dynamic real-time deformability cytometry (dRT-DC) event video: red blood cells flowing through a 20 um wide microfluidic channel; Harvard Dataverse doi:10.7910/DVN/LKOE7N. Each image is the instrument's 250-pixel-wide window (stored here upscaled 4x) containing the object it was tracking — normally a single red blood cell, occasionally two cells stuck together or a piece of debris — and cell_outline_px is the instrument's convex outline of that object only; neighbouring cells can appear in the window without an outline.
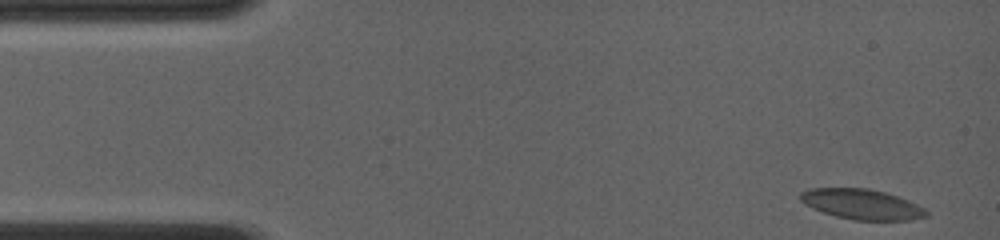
{"species": "common noctule bat (a hibernating species)", "species_latin": "Nyctalus noctula", "temperature_condition": "room temperature", "stored_images_in_passage": 62, "camera_frame_rate_fps": 4000, "um_per_image_px": 0.085, "animal": {"sex": "female", "body_mass_g": 19.0, "forearm_length_mm": 56.7}, "frame": {"image": 1, "passage_image": 1, "time_ms": 0.0, "image_size_px": [1000, 240], "cell_outline_px": [[928, 216], [912, 220], [852, 220], [836, 216], [812, 208], [804, 204], [800, 200], [800, 192], [808, 188], [868, 188], [884, 192], [908, 200], [924, 208], [928, 212]], "centroid_in_image_um": [73.24, 17.36], "position_along_channel_um": 11.8, "area_um2": 22.2}}
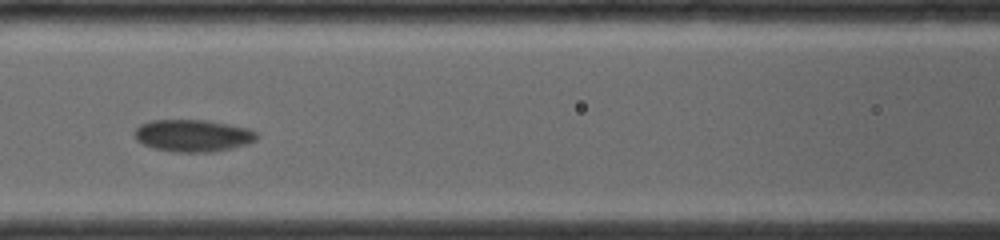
{"frame": {"image": 2, "passage_image": 26, "time_ms": 6.25, "image_size_px": [1000, 240], "cell_outline_px": [[260, 136], [256, 140], [248, 144], [212, 152], [172, 152], [156, 148], [144, 144], [136, 140], [132, 132], [140, 124], [152, 120], [208, 120], [248, 128], [256, 132]], "centroid_in_image_um": [16.4, 11.52], "position_along_channel_um": 150.2, "area_um2": 23.0}}
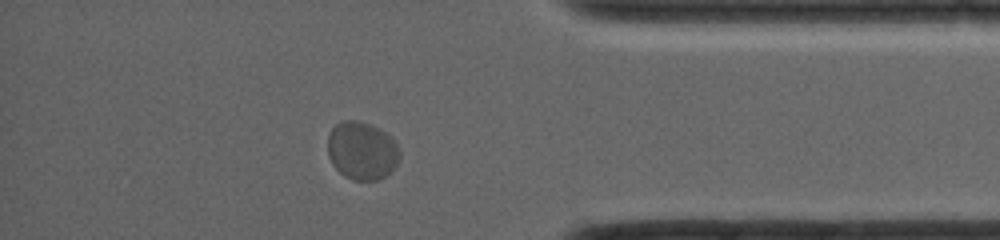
{"frame": {"image": 3, "passage_image": 53, "time_ms": 13.0, "image_size_px": [1000, 240], "cell_outline_px": [[400, 156], [392, 172], [380, 180], [352, 180], [344, 176], [332, 164], [328, 156], [328, 132], [340, 120], [356, 120], [372, 124], [380, 128], [400, 148]], "centroid_in_image_um": [30.75, 12.81], "position_along_channel_um": 404.4, "area_um2": 24.68}, "authors_computed_cell_mechanics": {"area_um2": 23.0044, "velocity_mm_per_s": 3.912, "shape_relaxation_time_tau1_ms": 3.1057, "shape_relaxation_time_tau2_ms": null, "deformation_change_tau1": 0.0789, "deformation_change_tau2": null}}